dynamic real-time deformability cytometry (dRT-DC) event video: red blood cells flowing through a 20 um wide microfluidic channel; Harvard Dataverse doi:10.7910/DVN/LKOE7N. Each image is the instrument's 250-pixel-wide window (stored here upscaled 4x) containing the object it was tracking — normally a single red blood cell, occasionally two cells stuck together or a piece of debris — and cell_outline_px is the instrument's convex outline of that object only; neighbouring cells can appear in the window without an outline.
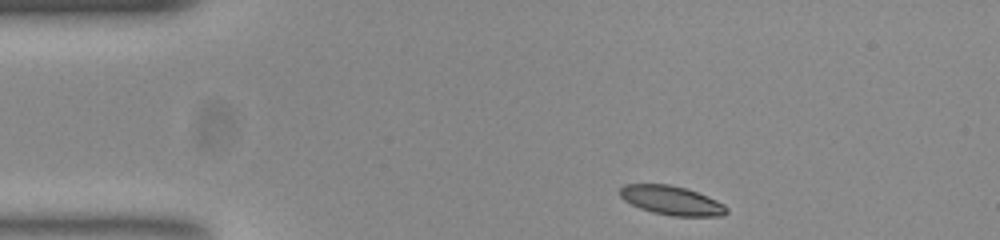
{"species": "common noctule bat (a hibernating species)", "species_latin": "Nyctalus noctula", "temperature_condition": "room temperature", "stored_images_in_passage": 45, "camera_frame_rate_fps": 3000, "um_per_image_px": 0.085, "animal": {"sex": "female", "body_mass_g": 23.0, "forearm_length_mm": 53.4}, "frame": {"image": 1, "passage_image": 1, "time_ms": 0.0, "image_size_px": [1000, 240], "cell_outline_px": [[728, 212], [724, 216], [672, 216], [652, 212], [640, 208], [624, 200], [620, 196], [620, 188], [624, 184], [668, 184], [684, 188], [708, 196], [724, 204], [728, 208]], "centroid_in_image_um": [57.1, 17.04], "position_along_channel_um": 27.9, "area_um2": 18.03}}
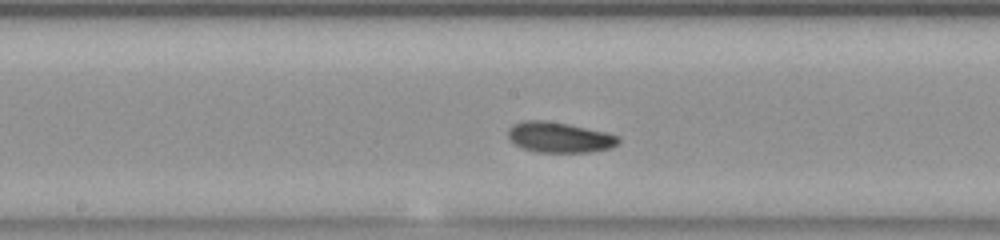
{"frame": {"image": 2, "passage_image": 19, "time_ms": 6.0, "image_size_px": [1000, 240], "cell_outline_px": [[620, 144], [612, 148], [588, 152], [536, 152], [524, 148], [516, 144], [508, 136], [508, 128], [512, 124], [524, 120], [544, 120], [568, 124], [608, 132], [620, 136]], "centroid_in_image_um": [47.6, 11.66], "position_along_channel_um": 200.6, "area_um2": 19.77}}
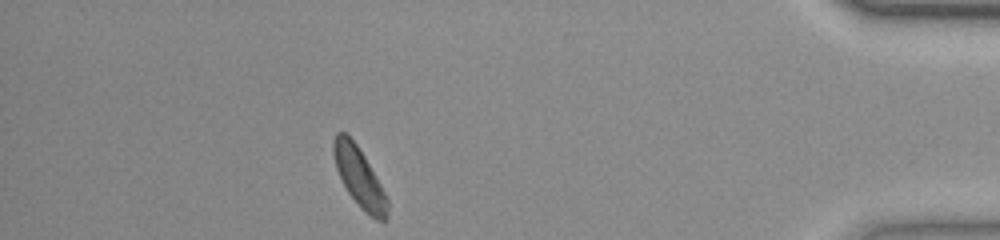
{"frame": {"image": 3, "passage_image": 39, "time_ms": 12.667, "image_size_px": [1000, 240], "cell_outline_px": [[388, 220], [376, 220], [364, 212], [360, 208], [348, 192], [336, 168], [332, 152], [332, 140], [336, 132], [344, 132], [356, 144], [364, 156], [380, 184], [388, 200]], "centroid_in_image_um": [30.53, 15.08], "position_along_channel_um": 404.7, "area_um2": 18.5}, "authors_computed_cell_mechanics": {"area_um2": 19.0162, "velocity_mm_per_s": 3.8323, "shape_relaxation_time_tau1_ms": 2.7788, "shape_relaxation_time_tau2_ms": 4.032, "deformation_change_tau1": 0.1024, "deformation_change_tau2": 0.0934}}